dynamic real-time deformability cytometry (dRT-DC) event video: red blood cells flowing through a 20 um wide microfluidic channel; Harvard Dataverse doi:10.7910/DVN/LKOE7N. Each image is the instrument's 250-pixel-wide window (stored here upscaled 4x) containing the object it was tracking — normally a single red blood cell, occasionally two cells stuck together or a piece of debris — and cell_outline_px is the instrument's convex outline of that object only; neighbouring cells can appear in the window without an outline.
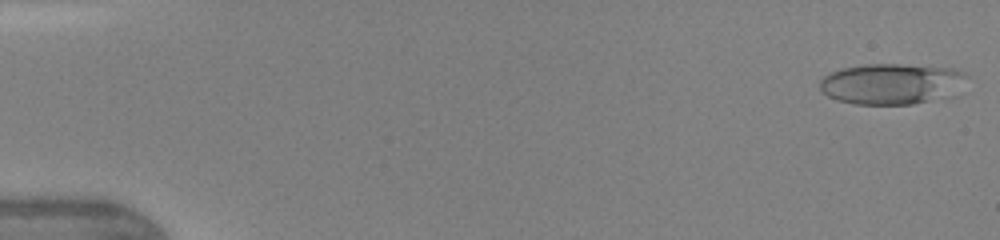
{"species": "human", "species_latin": "Homo sapiens", "temperature_condition": "warm", "stored_images_in_passage": 46, "camera_frame_rate_fps": 3000, "um_per_image_px": 0.085, "donor": {"sex": "female"}, "frame": {"image": 1, "passage_image": 1, "time_ms": 0.0, "image_size_px": [1000, 240], "cell_outline_px": [[968, 76], [956, 96], [912, 104], [856, 104], [836, 100], [820, 92], [820, 80], [828, 72], [844, 68], [864, 64], [900, 64], [952, 68], [964, 72]], "centroid_in_image_um": [75.81, 7.13], "position_along_channel_um": 9.2, "area_um2": 35.49}}
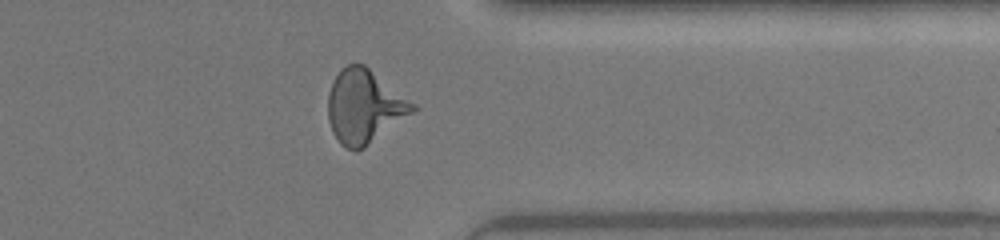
{"frame": {"image": 2, "passage_image": 37, "time_ms": 12.0, "image_size_px": [1000, 240], "cell_outline_px": [[420, 108], [364, 148], [356, 152], [340, 144], [332, 132], [328, 120], [328, 92], [340, 68], [348, 64], [364, 64], [416, 104]], "centroid_in_image_um": [30.98, 9.06], "position_along_channel_um": 380.4, "area_um2": 36.41}}
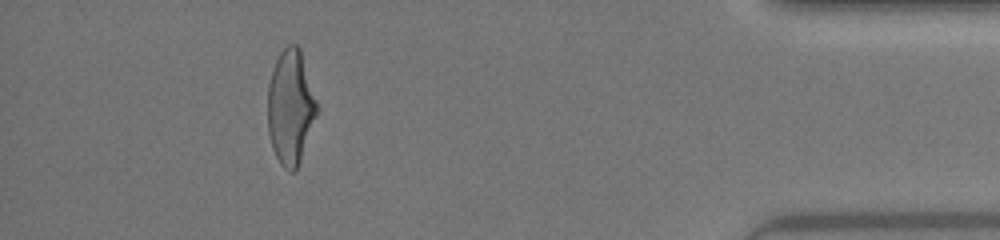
{"frame": {"image": 3, "passage_image": 42, "time_ms": 13.667, "image_size_px": [1000, 240], "cell_outline_px": [[320, 112], [296, 172], [292, 172], [284, 168], [280, 164], [272, 148], [268, 132], [268, 84], [272, 68], [280, 52], [288, 44], [296, 44], [300, 48]], "centroid_in_image_um": [24.72, 9.14], "position_along_channel_um": 410.5, "area_um2": 33.41}, "authors_computed_cell_mechanics": {"area_um2": 33.4373, "velocity_mm_per_s": 4.3832, "shape_relaxation_time_tau1_ms": 5.1185, "shape_relaxation_time_tau2_ms": 0.883, "deformation_change_tau1": 0.216, "deformation_change_tau2": 0.1136}}